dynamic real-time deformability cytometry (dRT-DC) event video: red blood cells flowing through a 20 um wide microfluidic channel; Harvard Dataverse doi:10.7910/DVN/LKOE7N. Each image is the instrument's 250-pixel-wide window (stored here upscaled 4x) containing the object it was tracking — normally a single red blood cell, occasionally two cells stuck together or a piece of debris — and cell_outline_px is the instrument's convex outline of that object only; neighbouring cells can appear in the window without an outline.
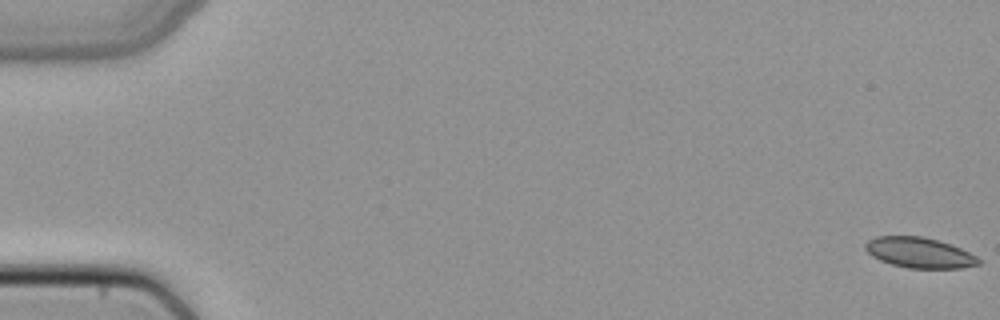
{"species": "common noctule bat (a hibernating species)", "species_latin": "Nyctalus noctula", "temperature_condition": "cold", "stored_images_in_passage": 52, "segment_of_instrument_passage": [1, 2], "camera_frame_rate_fps": 3000, "um_per_image_px": 0.085, "animal": {"sex": "female", "body_mass_g": 22.7, "forearm_length_mm": 54.2}, "frame": {"image": 1, "passage_image": 1, "time_ms": 0.0, "image_size_px": [1000, 320], "cell_outline_px": [[980, 264], [960, 268], [908, 268], [892, 264], [880, 260], [872, 256], [864, 248], [864, 244], [868, 240], [876, 236], [924, 236], [952, 244], [976, 256], [980, 260]], "centroid_in_image_um": [78.13, 21.47], "position_along_channel_um": 6.9, "area_um2": 20.11}}
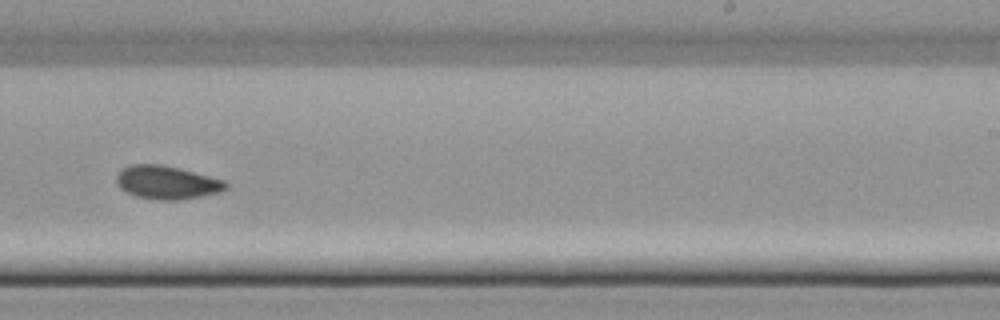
{"frame": {"image": 2, "passage_image": 33, "time_ms": 10.667, "image_size_px": [1000, 320], "cell_outline_px": [[228, 188], [220, 192], [200, 196], [176, 200], [160, 200], [136, 196], [120, 188], [116, 184], [116, 172], [120, 168], [128, 164], [160, 164], [180, 168], [224, 180], [228, 184]], "centroid_in_image_um": [14.14, 15.49], "position_along_channel_um": 274.9, "area_um2": 21.39}}
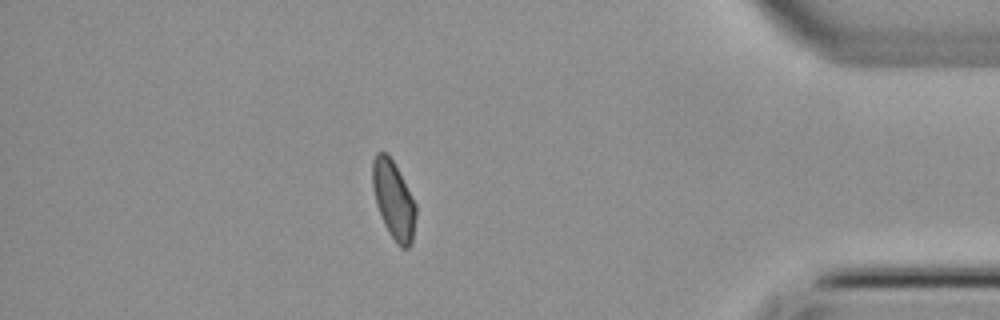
{"frame": {"image": 3, "passage_image": 45, "time_ms": 14.667, "image_size_px": [1000, 320], "cell_outline_px": [[416, 216], [412, 244], [408, 248], [400, 248], [396, 244], [384, 224], [376, 204], [372, 188], [372, 160], [376, 152], [384, 152], [392, 160], [416, 204]], "centroid_in_image_um": [33.44, 17.03], "position_along_channel_um": 401.8, "area_um2": 19.65}}